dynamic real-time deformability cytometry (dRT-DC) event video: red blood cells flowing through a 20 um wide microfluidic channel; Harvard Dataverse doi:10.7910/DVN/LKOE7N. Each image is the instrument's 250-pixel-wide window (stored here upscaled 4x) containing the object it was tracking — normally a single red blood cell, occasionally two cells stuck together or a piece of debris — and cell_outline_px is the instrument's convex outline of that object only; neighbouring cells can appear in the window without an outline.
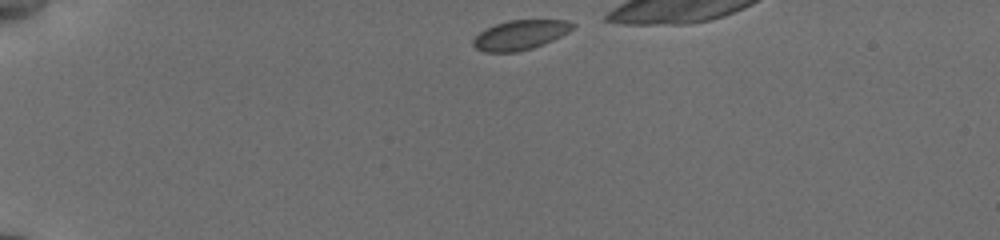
{"species": "common noctule bat (a hibernating species)", "species_latin": "Nyctalus noctula", "temperature_condition": "cold", "stored_images_in_passage": 36, "camera_frame_rate_fps": 3000, "um_per_image_px": 0.085, "animal": {"sex": "female", "body_mass_g": 19.5, "forearm_length_mm": 54.1}, "frame": {"image": 1, "passage_image": 1, "time_ms": 0.0, "image_size_px": [1000, 240], "cell_outline_px": [[576, 24], [568, 32], [544, 44], [532, 48], [516, 52], [484, 52], [476, 48], [472, 44], [472, 40], [480, 32], [496, 24], [508, 20], [568, 20]], "centroid_in_image_um": [44.21, 2.97], "position_along_channel_um": 40.8, "area_um2": 17.05}}
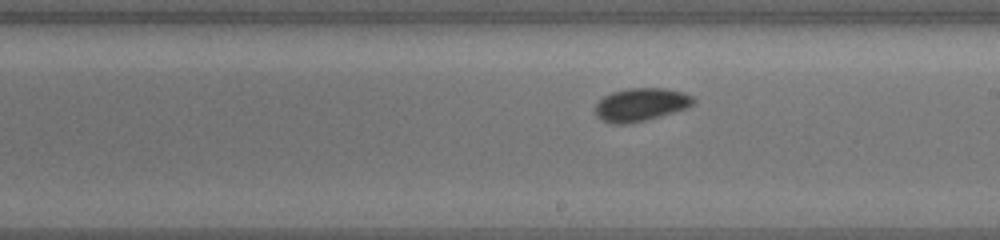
{"frame": {"image": 2, "passage_image": 21, "time_ms": 6.667, "image_size_px": [1000, 240], "cell_outline_px": [[696, 104], [688, 108], [660, 116], [644, 120], [624, 124], [612, 124], [596, 116], [596, 104], [604, 96], [612, 92], [628, 88], [664, 88], [684, 92], [692, 96], [696, 100]], "centroid_in_image_um": [54.52, 8.88], "position_along_channel_um": 234.5, "area_um2": 18.9}}
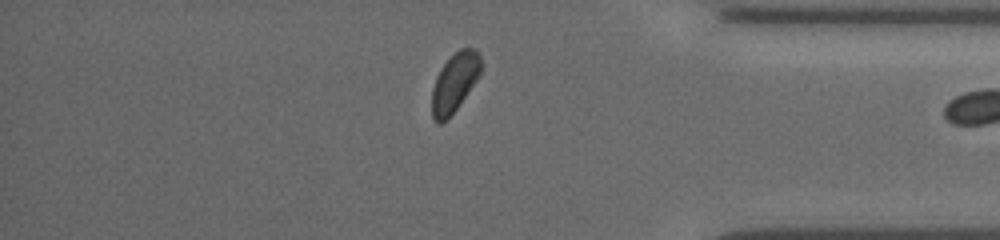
{"frame": {"image": 3, "passage_image": 35, "time_ms": 11.333, "image_size_px": [1000, 240], "cell_outline_px": [[480, 76], [456, 108], [440, 124], [436, 124], [432, 116], [432, 88], [436, 76], [440, 68], [460, 48], [476, 48], [480, 56]], "centroid_in_image_um": [38.63, 7.0], "position_along_channel_um": 396.6, "area_um2": 16.53}}